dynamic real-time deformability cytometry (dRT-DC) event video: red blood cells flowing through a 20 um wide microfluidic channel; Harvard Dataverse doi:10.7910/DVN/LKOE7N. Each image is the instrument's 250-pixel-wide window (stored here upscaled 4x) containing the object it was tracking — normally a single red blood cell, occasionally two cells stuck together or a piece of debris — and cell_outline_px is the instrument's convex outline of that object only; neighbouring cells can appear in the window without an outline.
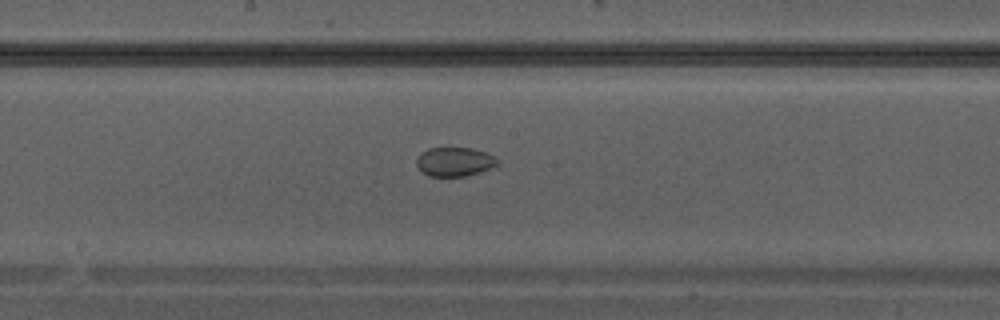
{"species": "Egyptian fruit bat (a non-hibernating species)", "species_latin": "Rousettus aegyptiacus", "temperature_condition": "warm", "stored_images_in_passage": 24, "camera_frame_rate_fps": 3000, "um_per_image_px": 0.085, "animal": {"sex": "male"}, "frame": {"image": 1, "passage_image": 11, "time_ms": 3.333, "image_size_px": [1000, 320], "cell_outline_px": [[500, 164], [480, 172], [468, 176], [428, 176], [416, 164], [416, 160], [428, 148], [472, 148], [484, 152], [492, 156]], "centroid_in_image_um": [38.65, 13.76], "position_along_channel_um": 209.5, "area_um2": 13.41}}
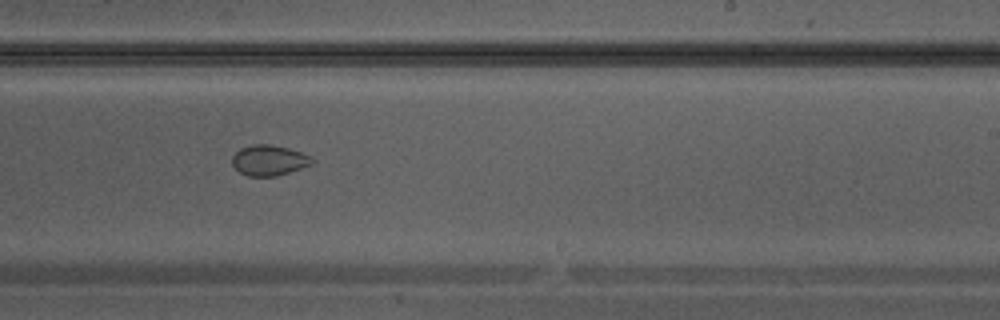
{"frame": {"image": 2, "passage_image": 14, "time_ms": 4.333, "image_size_px": [1000, 320], "cell_outline_px": [[316, 160], [312, 164], [276, 176], [248, 176], [240, 172], [232, 164], [232, 156], [240, 148], [252, 144], [272, 144], [288, 148], [312, 156]], "centroid_in_image_um": [22.88, 13.61], "position_along_channel_um": 266.1, "area_um2": 14.22}}